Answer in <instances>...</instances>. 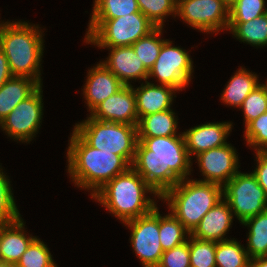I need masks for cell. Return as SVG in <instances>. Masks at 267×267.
<instances>
[{
    "instance_id": "6da1fadb",
    "label": "cell",
    "mask_w": 267,
    "mask_h": 267,
    "mask_svg": "<svg viewBox=\"0 0 267 267\" xmlns=\"http://www.w3.org/2000/svg\"><path fill=\"white\" fill-rule=\"evenodd\" d=\"M183 135L138 137L131 167L162 197L191 175L192 163Z\"/></svg>"
},
{
    "instance_id": "7a4b0ae2",
    "label": "cell",
    "mask_w": 267,
    "mask_h": 267,
    "mask_svg": "<svg viewBox=\"0 0 267 267\" xmlns=\"http://www.w3.org/2000/svg\"><path fill=\"white\" fill-rule=\"evenodd\" d=\"M68 141L67 172L75 186L91 190V196L131 165L120 155L90 146L74 129Z\"/></svg>"
},
{
    "instance_id": "3957f363",
    "label": "cell",
    "mask_w": 267,
    "mask_h": 267,
    "mask_svg": "<svg viewBox=\"0 0 267 267\" xmlns=\"http://www.w3.org/2000/svg\"><path fill=\"white\" fill-rule=\"evenodd\" d=\"M147 193L161 199L143 177L130 167L105 183L91 198L124 223L147 215L157 207L155 198L153 200L146 196Z\"/></svg>"
},
{
    "instance_id": "277c9868",
    "label": "cell",
    "mask_w": 267,
    "mask_h": 267,
    "mask_svg": "<svg viewBox=\"0 0 267 267\" xmlns=\"http://www.w3.org/2000/svg\"><path fill=\"white\" fill-rule=\"evenodd\" d=\"M26 21H0V48L11 74L36 80L40 85L44 50L43 32L39 25Z\"/></svg>"
},
{
    "instance_id": "5b68a950",
    "label": "cell",
    "mask_w": 267,
    "mask_h": 267,
    "mask_svg": "<svg viewBox=\"0 0 267 267\" xmlns=\"http://www.w3.org/2000/svg\"><path fill=\"white\" fill-rule=\"evenodd\" d=\"M222 197L223 186L187 178L169 189L161 201H167L168 209L191 233Z\"/></svg>"
},
{
    "instance_id": "8992f818",
    "label": "cell",
    "mask_w": 267,
    "mask_h": 267,
    "mask_svg": "<svg viewBox=\"0 0 267 267\" xmlns=\"http://www.w3.org/2000/svg\"><path fill=\"white\" fill-rule=\"evenodd\" d=\"M74 130L92 147L122 156L133 162L138 133L136 125L106 122L92 118L75 123Z\"/></svg>"
},
{
    "instance_id": "52a82bcc",
    "label": "cell",
    "mask_w": 267,
    "mask_h": 267,
    "mask_svg": "<svg viewBox=\"0 0 267 267\" xmlns=\"http://www.w3.org/2000/svg\"><path fill=\"white\" fill-rule=\"evenodd\" d=\"M156 26L140 11L108 20H89L85 43L97 47L131 46Z\"/></svg>"
},
{
    "instance_id": "ba28073f",
    "label": "cell",
    "mask_w": 267,
    "mask_h": 267,
    "mask_svg": "<svg viewBox=\"0 0 267 267\" xmlns=\"http://www.w3.org/2000/svg\"><path fill=\"white\" fill-rule=\"evenodd\" d=\"M223 198L241 224L267 210V195L252 172L238 171L223 186Z\"/></svg>"
},
{
    "instance_id": "9c48e42d",
    "label": "cell",
    "mask_w": 267,
    "mask_h": 267,
    "mask_svg": "<svg viewBox=\"0 0 267 267\" xmlns=\"http://www.w3.org/2000/svg\"><path fill=\"white\" fill-rule=\"evenodd\" d=\"M172 44L169 39L164 41L159 56L149 71L148 79L154 77L161 85L182 91L192 79L193 61L188 51Z\"/></svg>"
},
{
    "instance_id": "30bf717a",
    "label": "cell",
    "mask_w": 267,
    "mask_h": 267,
    "mask_svg": "<svg viewBox=\"0 0 267 267\" xmlns=\"http://www.w3.org/2000/svg\"><path fill=\"white\" fill-rule=\"evenodd\" d=\"M176 16L204 33L227 31L229 7L222 0H177Z\"/></svg>"
},
{
    "instance_id": "8fae6325",
    "label": "cell",
    "mask_w": 267,
    "mask_h": 267,
    "mask_svg": "<svg viewBox=\"0 0 267 267\" xmlns=\"http://www.w3.org/2000/svg\"><path fill=\"white\" fill-rule=\"evenodd\" d=\"M42 93V85H40L0 123L1 130L5 131L8 137L22 143H30L38 134L43 118Z\"/></svg>"
},
{
    "instance_id": "7c38bea8",
    "label": "cell",
    "mask_w": 267,
    "mask_h": 267,
    "mask_svg": "<svg viewBox=\"0 0 267 267\" xmlns=\"http://www.w3.org/2000/svg\"><path fill=\"white\" fill-rule=\"evenodd\" d=\"M131 230L130 242L143 267H157L163 254L159 241V208L123 223Z\"/></svg>"
},
{
    "instance_id": "4fadbf2b",
    "label": "cell",
    "mask_w": 267,
    "mask_h": 267,
    "mask_svg": "<svg viewBox=\"0 0 267 267\" xmlns=\"http://www.w3.org/2000/svg\"><path fill=\"white\" fill-rule=\"evenodd\" d=\"M236 148L227 143L196 155L203 179L200 181L217 183L224 186L239 170Z\"/></svg>"
},
{
    "instance_id": "5bb4252c",
    "label": "cell",
    "mask_w": 267,
    "mask_h": 267,
    "mask_svg": "<svg viewBox=\"0 0 267 267\" xmlns=\"http://www.w3.org/2000/svg\"><path fill=\"white\" fill-rule=\"evenodd\" d=\"M89 114L92 118L100 121L137 126L139 118L133 86H124L117 93L104 100Z\"/></svg>"
},
{
    "instance_id": "9a60e30c",
    "label": "cell",
    "mask_w": 267,
    "mask_h": 267,
    "mask_svg": "<svg viewBox=\"0 0 267 267\" xmlns=\"http://www.w3.org/2000/svg\"><path fill=\"white\" fill-rule=\"evenodd\" d=\"M232 124L231 122H207L182 132L189 157H195L200 152L226 145L227 138L232 131Z\"/></svg>"
},
{
    "instance_id": "2e32d148",
    "label": "cell",
    "mask_w": 267,
    "mask_h": 267,
    "mask_svg": "<svg viewBox=\"0 0 267 267\" xmlns=\"http://www.w3.org/2000/svg\"><path fill=\"white\" fill-rule=\"evenodd\" d=\"M109 49L107 60L100 61L125 86L132 85L130 80H148L149 71L144 67L132 46L99 47Z\"/></svg>"
},
{
    "instance_id": "e0dca14e",
    "label": "cell",
    "mask_w": 267,
    "mask_h": 267,
    "mask_svg": "<svg viewBox=\"0 0 267 267\" xmlns=\"http://www.w3.org/2000/svg\"><path fill=\"white\" fill-rule=\"evenodd\" d=\"M83 96L91 113L104 100L121 90L125 85L102 63L88 69Z\"/></svg>"
},
{
    "instance_id": "ac0fdd59",
    "label": "cell",
    "mask_w": 267,
    "mask_h": 267,
    "mask_svg": "<svg viewBox=\"0 0 267 267\" xmlns=\"http://www.w3.org/2000/svg\"><path fill=\"white\" fill-rule=\"evenodd\" d=\"M233 217L229 203L223 198L203 216L190 235L200 240H227L228 237H224L231 228Z\"/></svg>"
},
{
    "instance_id": "d6986e66",
    "label": "cell",
    "mask_w": 267,
    "mask_h": 267,
    "mask_svg": "<svg viewBox=\"0 0 267 267\" xmlns=\"http://www.w3.org/2000/svg\"><path fill=\"white\" fill-rule=\"evenodd\" d=\"M136 97L138 118L171 109L177 89L145 81L140 87L133 88Z\"/></svg>"
},
{
    "instance_id": "ffe728a7",
    "label": "cell",
    "mask_w": 267,
    "mask_h": 267,
    "mask_svg": "<svg viewBox=\"0 0 267 267\" xmlns=\"http://www.w3.org/2000/svg\"><path fill=\"white\" fill-rule=\"evenodd\" d=\"M25 223L18 220L0 224V259L7 263L17 264L23 253L36 236L25 233Z\"/></svg>"
},
{
    "instance_id": "44dd1931",
    "label": "cell",
    "mask_w": 267,
    "mask_h": 267,
    "mask_svg": "<svg viewBox=\"0 0 267 267\" xmlns=\"http://www.w3.org/2000/svg\"><path fill=\"white\" fill-rule=\"evenodd\" d=\"M39 86L36 80L25 76H12L6 81L0 87V123Z\"/></svg>"
},
{
    "instance_id": "7402d4cb",
    "label": "cell",
    "mask_w": 267,
    "mask_h": 267,
    "mask_svg": "<svg viewBox=\"0 0 267 267\" xmlns=\"http://www.w3.org/2000/svg\"><path fill=\"white\" fill-rule=\"evenodd\" d=\"M258 78L257 74L241 66L225 85L220 97L222 102L240 108L247 96L260 85Z\"/></svg>"
},
{
    "instance_id": "603a6c76",
    "label": "cell",
    "mask_w": 267,
    "mask_h": 267,
    "mask_svg": "<svg viewBox=\"0 0 267 267\" xmlns=\"http://www.w3.org/2000/svg\"><path fill=\"white\" fill-rule=\"evenodd\" d=\"M175 115L173 109H169L141 117L137 124L138 137L183 135L177 132L178 119Z\"/></svg>"
},
{
    "instance_id": "cb8c5ba5",
    "label": "cell",
    "mask_w": 267,
    "mask_h": 267,
    "mask_svg": "<svg viewBox=\"0 0 267 267\" xmlns=\"http://www.w3.org/2000/svg\"><path fill=\"white\" fill-rule=\"evenodd\" d=\"M233 34L239 42L251 46H267V13L247 22H228L227 31Z\"/></svg>"
},
{
    "instance_id": "d4e9b609",
    "label": "cell",
    "mask_w": 267,
    "mask_h": 267,
    "mask_svg": "<svg viewBox=\"0 0 267 267\" xmlns=\"http://www.w3.org/2000/svg\"><path fill=\"white\" fill-rule=\"evenodd\" d=\"M242 224L249 229L245 248L249 257L252 259L267 256V210L245 220Z\"/></svg>"
},
{
    "instance_id": "484cf974",
    "label": "cell",
    "mask_w": 267,
    "mask_h": 267,
    "mask_svg": "<svg viewBox=\"0 0 267 267\" xmlns=\"http://www.w3.org/2000/svg\"><path fill=\"white\" fill-rule=\"evenodd\" d=\"M216 267H249L251 258L235 238L216 242Z\"/></svg>"
},
{
    "instance_id": "4316f807",
    "label": "cell",
    "mask_w": 267,
    "mask_h": 267,
    "mask_svg": "<svg viewBox=\"0 0 267 267\" xmlns=\"http://www.w3.org/2000/svg\"><path fill=\"white\" fill-rule=\"evenodd\" d=\"M189 236L190 232L171 212L165 216L159 212V241L163 251L181 245Z\"/></svg>"
},
{
    "instance_id": "83f0119b",
    "label": "cell",
    "mask_w": 267,
    "mask_h": 267,
    "mask_svg": "<svg viewBox=\"0 0 267 267\" xmlns=\"http://www.w3.org/2000/svg\"><path fill=\"white\" fill-rule=\"evenodd\" d=\"M90 20H108L139 12L137 0H94Z\"/></svg>"
},
{
    "instance_id": "f1b7e54d",
    "label": "cell",
    "mask_w": 267,
    "mask_h": 267,
    "mask_svg": "<svg viewBox=\"0 0 267 267\" xmlns=\"http://www.w3.org/2000/svg\"><path fill=\"white\" fill-rule=\"evenodd\" d=\"M163 27H156L148 35L141 37L131 46L136 56L140 59L144 67L150 71L157 60L162 45L166 39H161Z\"/></svg>"
},
{
    "instance_id": "f546056e",
    "label": "cell",
    "mask_w": 267,
    "mask_h": 267,
    "mask_svg": "<svg viewBox=\"0 0 267 267\" xmlns=\"http://www.w3.org/2000/svg\"><path fill=\"white\" fill-rule=\"evenodd\" d=\"M140 12L156 27H164V19L176 17L177 0H137Z\"/></svg>"
},
{
    "instance_id": "4dcf8cb0",
    "label": "cell",
    "mask_w": 267,
    "mask_h": 267,
    "mask_svg": "<svg viewBox=\"0 0 267 267\" xmlns=\"http://www.w3.org/2000/svg\"><path fill=\"white\" fill-rule=\"evenodd\" d=\"M16 267H58L47 245L36 237L23 253Z\"/></svg>"
},
{
    "instance_id": "1f68e13d",
    "label": "cell",
    "mask_w": 267,
    "mask_h": 267,
    "mask_svg": "<svg viewBox=\"0 0 267 267\" xmlns=\"http://www.w3.org/2000/svg\"><path fill=\"white\" fill-rule=\"evenodd\" d=\"M10 182L0 165V224L11 223L21 217Z\"/></svg>"
},
{
    "instance_id": "d6a6232c",
    "label": "cell",
    "mask_w": 267,
    "mask_h": 267,
    "mask_svg": "<svg viewBox=\"0 0 267 267\" xmlns=\"http://www.w3.org/2000/svg\"><path fill=\"white\" fill-rule=\"evenodd\" d=\"M216 242L200 240L189 236V251L191 267H216Z\"/></svg>"
},
{
    "instance_id": "836d02e7",
    "label": "cell",
    "mask_w": 267,
    "mask_h": 267,
    "mask_svg": "<svg viewBox=\"0 0 267 267\" xmlns=\"http://www.w3.org/2000/svg\"><path fill=\"white\" fill-rule=\"evenodd\" d=\"M243 111L244 124L246 127L251 121L267 112V87L260 84L243 101L240 107Z\"/></svg>"
},
{
    "instance_id": "e575fe53",
    "label": "cell",
    "mask_w": 267,
    "mask_h": 267,
    "mask_svg": "<svg viewBox=\"0 0 267 267\" xmlns=\"http://www.w3.org/2000/svg\"><path fill=\"white\" fill-rule=\"evenodd\" d=\"M265 0H237L229 8V22H247L267 13Z\"/></svg>"
},
{
    "instance_id": "d590c367",
    "label": "cell",
    "mask_w": 267,
    "mask_h": 267,
    "mask_svg": "<svg viewBox=\"0 0 267 267\" xmlns=\"http://www.w3.org/2000/svg\"><path fill=\"white\" fill-rule=\"evenodd\" d=\"M244 130L247 146L255 151L267 150V112L251 121Z\"/></svg>"
},
{
    "instance_id": "8d00e7d4",
    "label": "cell",
    "mask_w": 267,
    "mask_h": 267,
    "mask_svg": "<svg viewBox=\"0 0 267 267\" xmlns=\"http://www.w3.org/2000/svg\"><path fill=\"white\" fill-rule=\"evenodd\" d=\"M157 267H191L189 237L181 245L165 250Z\"/></svg>"
},
{
    "instance_id": "74e56055",
    "label": "cell",
    "mask_w": 267,
    "mask_h": 267,
    "mask_svg": "<svg viewBox=\"0 0 267 267\" xmlns=\"http://www.w3.org/2000/svg\"><path fill=\"white\" fill-rule=\"evenodd\" d=\"M255 153L257 165L252 173L267 195V151H256Z\"/></svg>"
},
{
    "instance_id": "f35d334b",
    "label": "cell",
    "mask_w": 267,
    "mask_h": 267,
    "mask_svg": "<svg viewBox=\"0 0 267 267\" xmlns=\"http://www.w3.org/2000/svg\"><path fill=\"white\" fill-rule=\"evenodd\" d=\"M13 75L9 69L8 60L0 48V87L4 85Z\"/></svg>"
},
{
    "instance_id": "ab89813d",
    "label": "cell",
    "mask_w": 267,
    "mask_h": 267,
    "mask_svg": "<svg viewBox=\"0 0 267 267\" xmlns=\"http://www.w3.org/2000/svg\"><path fill=\"white\" fill-rule=\"evenodd\" d=\"M249 267H267V256L252 258Z\"/></svg>"
},
{
    "instance_id": "60d3db41",
    "label": "cell",
    "mask_w": 267,
    "mask_h": 267,
    "mask_svg": "<svg viewBox=\"0 0 267 267\" xmlns=\"http://www.w3.org/2000/svg\"><path fill=\"white\" fill-rule=\"evenodd\" d=\"M0 267H16V264L7 263L5 261H0Z\"/></svg>"
},
{
    "instance_id": "b9f144b4",
    "label": "cell",
    "mask_w": 267,
    "mask_h": 267,
    "mask_svg": "<svg viewBox=\"0 0 267 267\" xmlns=\"http://www.w3.org/2000/svg\"><path fill=\"white\" fill-rule=\"evenodd\" d=\"M229 8L237 1V0H222Z\"/></svg>"
}]
</instances>
